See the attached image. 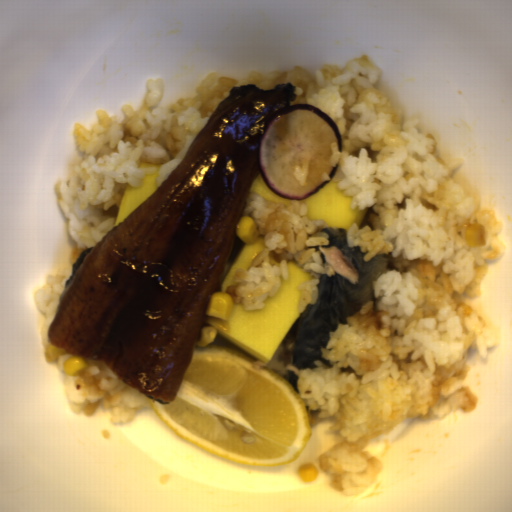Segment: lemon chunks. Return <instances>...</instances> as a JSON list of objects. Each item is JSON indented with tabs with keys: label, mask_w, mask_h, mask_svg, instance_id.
I'll return each instance as SVG.
<instances>
[{
	"label": "lemon chunks",
	"mask_w": 512,
	"mask_h": 512,
	"mask_svg": "<svg viewBox=\"0 0 512 512\" xmlns=\"http://www.w3.org/2000/svg\"><path fill=\"white\" fill-rule=\"evenodd\" d=\"M150 404L196 448L249 466H289L309 440L297 391L251 357L212 342L196 345L175 401L150 396Z\"/></svg>",
	"instance_id": "e0be4373"
}]
</instances>
